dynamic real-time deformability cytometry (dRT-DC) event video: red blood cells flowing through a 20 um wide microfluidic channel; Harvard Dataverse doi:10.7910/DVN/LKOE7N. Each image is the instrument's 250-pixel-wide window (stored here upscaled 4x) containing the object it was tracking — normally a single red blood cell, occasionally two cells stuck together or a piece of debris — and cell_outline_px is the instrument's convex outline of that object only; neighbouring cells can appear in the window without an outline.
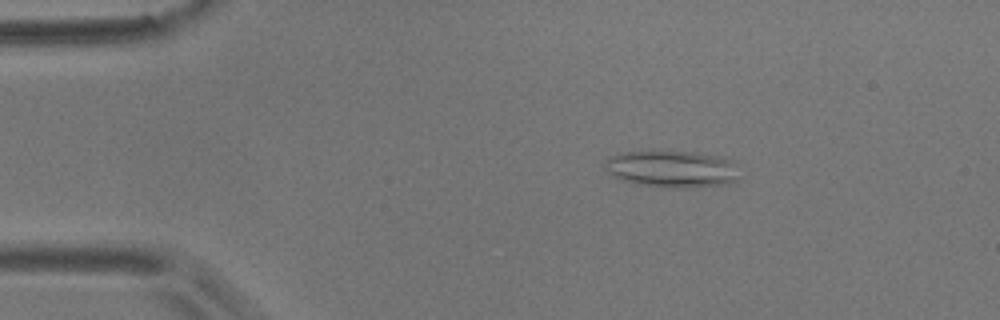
{"species": "common noctule bat (a hibernating species)", "species_latin": "Nyctalus noctula", "temperature_condition": "room temperature", "stored_images_in_passage": 4, "camera_frame_rate_fps": 3000, "um_per_image_px": 0.085, "animal": {"sex": "male", "body_mass_g": 17.9}, "frame": {"image": 1, "passage_image": 2, "time_ms": 0.333, "image_size_px": [1000, 320], "cell_outline_px": [[740, 180], [732, 184], [684, 188], [664, 188], [636, 184], [612, 176], [604, 168], [604, 160], [608, 156], [620, 152], [652, 148], [696, 152], [724, 156], [732, 160], [736, 164]], "centroid_in_image_um": [57.11, 14.32], "position_along_channel_um": 27.9, "area_um2": 30.75}}